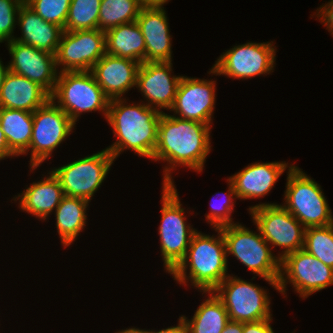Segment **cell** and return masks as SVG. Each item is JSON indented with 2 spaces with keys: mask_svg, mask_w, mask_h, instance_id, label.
Returning <instances> with one entry per match:
<instances>
[{
  "mask_svg": "<svg viewBox=\"0 0 333 333\" xmlns=\"http://www.w3.org/2000/svg\"><path fill=\"white\" fill-rule=\"evenodd\" d=\"M303 249L333 268V224L306 228Z\"/></svg>",
  "mask_w": 333,
  "mask_h": 333,
  "instance_id": "cell-30",
  "label": "cell"
},
{
  "mask_svg": "<svg viewBox=\"0 0 333 333\" xmlns=\"http://www.w3.org/2000/svg\"><path fill=\"white\" fill-rule=\"evenodd\" d=\"M220 229L226 242L227 261L229 254L236 257L254 276L257 274L278 291L281 260L272 253L259 229L257 233L239 223Z\"/></svg>",
  "mask_w": 333,
  "mask_h": 333,
  "instance_id": "cell-4",
  "label": "cell"
},
{
  "mask_svg": "<svg viewBox=\"0 0 333 333\" xmlns=\"http://www.w3.org/2000/svg\"><path fill=\"white\" fill-rule=\"evenodd\" d=\"M249 213L271 248L279 246L281 260L304 247L305 227L287 209L277 203H260L249 207Z\"/></svg>",
  "mask_w": 333,
  "mask_h": 333,
  "instance_id": "cell-8",
  "label": "cell"
},
{
  "mask_svg": "<svg viewBox=\"0 0 333 333\" xmlns=\"http://www.w3.org/2000/svg\"><path fill=\"white\" fill-rule=\"evenodd\" d=\"M115 333H148V330L146 329H139L136 327H132V328H126V329H122L121 331L115 332Z\"/></svg>",
  "mask_w": 333,
  "mask_h": 333,
  "instance_id": "cell-41",
  "label": "cell"
},
{
  "mask_svg": "<svg viewBox=\"0 0 333 333\" xmlns=\"http://www.w3.org/2000/svg\"><path fill=\"white\" fill-rule=\"evenodd\" d=\"M215 84L214 80L182 76L170 112L173 111V116L177 118L212 126L210 123L215 109Z\"/></svg>",
  "mask_w": 333,
  "mask_h": 333,
  "instance_id": "cell-15",
  "label": "cell"
},
{
  "mask_svg": "<svg viewBox=\"0 0 333 333\" xmlns=\"http://www.w3.org/2000/svg\"><path fill=\"white\" fill-rule=\"evenodd\" d=\"M75 123L51 99L33 112V130L29 149L30 171L37 169L51 157L57 148L73 132Z\"/></svg>",
  "mask_w": 333,
  "mask_h": 333,
  "instance_id": "cell-10",
  "label": "cell"
},
{
  "mask_svg": "<svg viewBox=\"0 0 333 333\" xmlns=\"http://www.w3.org/2000/svg\"><path fill=\"white\" fill-rule=\"evenodd\" d=\"M272 320V318H269L257 322L243 323V333H274L270 324Z\"/></svg>",
  "mask_w": 333,
  "mask_h": 333,
  "instance_id": "cell-35",
  "label": "cell"
},
{
  "mask_svg": "<svg viewBox=\"0 0 333 333\" xmlns=\"http://www.w3.org/2000/svg\"><path fill=\"white\" fill-rule=\"evenodd\" d=\"M211 126L162 113L158 125L157 145L152 160L167 162L163 185H174L172 171L184 166L202 172L211 151Z\"/></svg>",
  "mask_w": 333,
  "mask_h": 333,
  "instance_id": "cell-1",
  "label": "cell"
},
{
  "mask_svg": "<svg viewBox=\"0 0 333 333\" xmlns=\"http://www.w3.org/2000/svg\"><path fill=\"white\" fill-rule=\"evenodd\" d=\"M285 162L251 163L236 174L228 177L234 186L237 199L249 200L267 195L278 178L294 164ZM288 168V169H287Z\"/></svg>",
  "mask_w": 333,
  "mask_h": 333,
  "instance_id": "cell-20",
  "label": "cell"
},
{
  "mask_svg": "<svg viewBox=\"0 0 333 333\" xmlns=\"http://www.w3.org/2000/svg\"><path fill=\"white\" fill-rule=\"evenodd\" d=\"M17 157L10 149L7 144L6 137L0 125V160H4L9 157Z\"/></svg>",
  "mask_w": 333,
  "mask_h": 333,
  "instance_id": "cell-36",
  "label": "cell"
},
{
  "mask_svg": "<svg viewBox=\"0 0 333 333\" xmlns=\"http://www.w3.org/2000/svg\"><path fill=\"white\" fill-rule=\"evenodd\" d=\"M172 62H143L140 64L136 88L146 99V105L159 112L173 106L182 76L171 75Z\"/></svg>",
  "mask_w": 333,
  "mask_h": 333,
  "instance_id": "cell-17",
  "label": "cell"
},
{
  "mask_svg": "<svg viewBox=\"0 0 333 333\" xmlns=\"http://www.w3.org/2000/svg\"><path fill=\"white\" fill-rule=\"evenodd\" d=\"M215 231L217 236L198 230L193 234L185 258L170 273L179 285H188L190 281L200 292H208L228 276L226 242L221 229Z\"/></svg>",
  "mask_w": 333,
  "mask_h": 333,
  "instance_id": "cell-3",
  "label": "cell"
},
{
  "mask_svg": "<svg viewBox=\"0 0 333 333\" xmlns=\"http://www.w3.org/2000/svg\"><path fill=\"white\" fill-rule=\"evenodd\" d=\"M50 99L75 124L80 115L86 112L101 111L107 118L110 99L97 84L91 71L59 72Z\"/></svg>",
  "mask_w": 333,
  "mask_h": 333,
  "instance_id": "cell-6",
  "label": "cell"
},
{
  "mask_svg": "<svg viewBox=\"0 0 333 333\" xmlns=\"http://www.w3.org/2000/svg\"><path fill=\"white\" fill-rule=\"evenodd\" d=\"M7 46L12 58L7 64L9 71L36 82L51 95L59 74L55 55L16 40Z\"/></svg>",
  "mask_w": 333,
  "mask_h": 333,
  "instance_id": "cell-16",
  "label": "cell"
},
{
  "mask_svg": "<svg viewBox=\"0 0 333 333\" xmlns=\"http://www.w3.org/2000/svg\"><path fill=\"white\" fill-rule=\"evenodd\" d=\"M114 160L108 150L103 149L61 167H54L51 171L58 178L64 195L91 202L95 192L101 187L109 173Z\"/></svg>",
  "mask_w": 333,
  "mask_h": 333,
  "instance_id": "cell-11",
  "label": "cell"
},
{
  "mask_svg": "<svg viewBox=\"0 0 333 333\" xmlns=\"http://www.w3.org/2000/svg\"><path fill=\"white\" fill-rule=\"evenodd\" d=\"M105 54V32L64 30L55 54L56 67L59 72L91 71Z\"/></svg>",
  "mask_w": 333,
  "mask_h": 333,
  "instance_id": "cell-14",
  "label": "cell"
},
{
  "mask_svg": "<svg viewBox=\"0 0 333 333\" xmlns=\"http://www.w3.org/2000/svg\"><path fill=\"white\" fill-rule=\"evenodd\" d=\"M41 181L33 182L23 192L14 196V201L19 200V208L32 214L38 219L45 220L53 213L64 196L58 178L50 170Z\"/></svg>",
  "mask_w": 333,
  "mask_h": 333,
  "instance_id": "cell-23",
  "label": "cell"
},
{
  "mask_svg": "<svg viewBox=\"0 0 333 333\" xmlns=\"http://www.w3.org/2000/svg\"><path fill=\"white\" fill-rule=\"evenodd\" d=\"M203 293H208V298L199 305L194 316L189 320L181 315L185 333H222L230 321L227 310L213 291Z\"/></svg>",
  "mask_w": 333,
  "mask_h": 333,
  "instance_id": "cell-26",
  "label": "cell"
},
{
  "mask_svg": "<svg viewBox=\"0 0 333 333\" xmlns=\"http://www.w3.org/2000/svg\"><path fill=\"white\" fill-rule=\"evenodd\" d=\"M271 42H247L223 52L209 73L233 79H251L273 72L276 46Z\"/></svg>",
  "mask_w": 333,
  "mask_h": 333,
  "instance_id": "cell-13",
  "label": "cell"
},
{
  "mask_svg": "<svg viewBox=\"0 0 333 333\" xmlns=\"http://www.w3.org/2000/svg\"><path fill=\"white\" fill-rule=\"evenodd\" d=\"M71 0H27L25 3L43 20L65 29Z\"/></svg>",
  "mask_w": 333,
  "mask_h": 333,
  "instance_id": "cell-31",
  "label": "cell"
},
{
  "mask_svg": "<svg viewBox=\"0 0 333 333\" xmlns=\"http://www.w3.org/2000/svg\"><path fill=\"white\" fill-rule=\"evenodd\" d=\"M143 7H163L169 0H137Z\"/></svg>",
  "mask_w": 333,
  "mask_h": 333,
  "instance_id": "cell-39",
  "label": "cell"
},
{
  "mask_svg": "<svg viewBox=\"0 0 333 333\" xmlns=\"http://www.w3.org/2000/svg\"><path fill=\"white\" fill-rule=\"evenodd\" d=\"M21 0H0V43L14 40Z\"/></svg>",
  "mask_w": 333,
  "mask_h": 333,
  "instance_id": "cell-33",
  "label": "cell"
},
{
  "mask_svg": "<svg viewBox=\"0 0 333 333\" xmlns=\"http://www.w3.org/2000/svg\"><path fill=\"white\" fill-rule=\"evenodd\" d=\"M0 125L9 149L16 155H23L31 142L33 112L0 108Z\"/></svg>",
  "mask_w": 333,
  "mask_h": 333,
  "instance_id": "cell-27",
  "label": "cell"
},
{
  "mask_svg": "<svg viewBox=\"0 0 333 333\" xmlns=\"http://www.w3.org/2000/svg\"><path fill=\"white\" fill-rule=\"evenodd\" d=\"M287 175L282 206L305 228L333 224V215L321 186L295 165Z\"/></svg>",
  "mask_w": 333,
  "mask_h": 333,
  "instance_id": "cell-7",
  "label": "cell"
},
{
  "mask_svg": "<svg viewBox=\"0 0 333 333\" xmlns=\"http://www.w3.org/2000/svg\"><path fill=\"white\" fill-rule=\"evenodd\" d=\"M161 114L162 112L148 107L145 103L128 105L126 97L111 99L106 121L112 127L117 140L106 147L108 152L116 159L121 152L130 149L138 156L152 160Z\"/></svg>",
  "mask_w": 333,
  "mask_h": 333,
  "instance_id": "cell-2",
  "label": "cell"
},
{
  "mask_svg": "<svg viewBox=\"0 0 333 333\" xmlns=\"http://www.w3.org/2000/svg\"><path fill=\"white\" fill-rule=\"evenodd\" d=\"M89 201L64 195L55 210L56 228L63 247L70 246L86 226Z\"/></svg>",
  "mask_w": 333,
  "mask_h": 333,
  "instance_id": "cell-25",
  "label": "cell"
},
{
  "mask_svg": "<svg viewBox=\"0 0 333 333\" xmlns=\"http://www.w3.org/2000/svg\"><path fill=\"white\" fill-rule=\"evenodd\" d=\"M222 333H243V323L230 320Z\"/></svg>",
  "mask_w": 333,
  "mask_h": 333,
  "instance_id": "cell-38",
  "label": "cell"
},
{
  "mask_svg": "<svg viewBox=\"0 0 333 333\" xmlns=\"http://www.w3.org/2000/svg\"><path fill=\"white\" fill-rule=\"evenodd\" d=\"M227 182L229 185L227 192L217 193L218 195H225H223L225 198L223 199L224 202H219V206L217 205L218 201H215V203L210 202L211 210H209L210 212L208 214H205L207 222H209L213 229L235 224L231 217L234 211V199L237 198V196L232 182L229 179H227Z\"/></svg>",
  "mask_w": 333,
  "mask_h": 333,
  "instance_id": "cell-32",
  "label": "cell"
},
{
  "mask_svg": "<svg viewBox=\"0 0 333 333\" xmlns=\"http://www.w3.org/2000/svg\"><path fill=\"white\" fill-rule=\"evenodd\" d=\"M142 7L137 0H101L99 30L106 32L118 25L136 21Z\"/></svg>",
  "mask_w": 333,
  "mask_h": 333,
  "instance_id": "cell-28",
  "label": "cell"
},
{
  "mask_svg": "<svg viewBox=\"0 0 333 333\" xmlns=\"http://www.w3.org/2000/svg\"><path fill=\"white\" fill-rule=\"evenodd\" d=\"M293 285L302 299L333 285V268L325 265L306 250L299 249L280 261L278 291L285 295L286 285Z\"/></svg>",
  "mask_w": 333,
  "mask_h": 333,
  "instance_id": "cell-12",
  "label": "cell"
},
{
  "mask_svg": "<svg viewBox=\"0 0 333 333\" xmlns=\"http://www.w3.org/2000/svg\"><path fill=\"white\" fill-rule=\"evenodd\" d=\"M50 100V94L32 80L8 71L1 92L0 108L34 112Z\"/></svg>",
  "mask_w": 333,
  "mask_h": 333,
  "instance_id": "cell-21",
  "label": "cell"
},
{
  "mask_svg": "<svg viewBox=\"0 0 333 333\" xmlns=\"http://www.w3.org/2000/svg\"><path fill=\"white\" fill-rule=\"evenodd\" d=\"M9 71L8 65L3 64L0 59V92L6 73Z\"/></svg>",
  "mask_w": 333,
  "mask_h": 333,
  "instance_id": "cell-40",
  "label": "cell"
},
{
  "mask_svg": "<svg viewBox=\"0 0 333 333\" xmlns=\"http://www.w3.org/2000/svg\"><path fill=\"white\" fill-rule=\"evenodd\" d=\"M146 44V62H172V37L164 7H142L136 19Z\"/></svg>",
  "mask_w": 333,
  "mask_h": 333,
  "instance_id": "cell-19",
  "label": "cell"
},
{
  "mask_svg": "<svg viewBox=\"0 0 333 333\" xmlns=\"http://www.w3.org/2000/svg\"><path fill=\"white\" fill-rule=\"evenodd\" d=\"M17 25L20 26L21 37L14 40L56 54L64 31L62 27L43 20L26 3L20 6Z\"/></svg>",
  "mask_w": 333,
  "mask_h": 333,
  "instance_id": "cell-22",
  "label": "cell"
},
{
  "mask_svg": "<svg viewBox=\"0 0 333 333\" xmlns=\"http://www.w3.org/2000/svg\"><path fill=\"white\" fill-rule=\"evenodd\" d=\"M101 0H71L65 31L99 29Z\"/></svg>",
  "mask_w": 333,
  "mask_h": 333,
  "instance_id": "cell-29",
  "label": "cell"
},
{
  "mask_svg": "<svg viewBox=\"0 0 333 333\" xmlns=\"http://www.w3.org/2000/svg\"><path fill=\"white\" fill-rule=\"evenodd\" d=\"M316 11L315 16L320 19V22L326 26V29L333 36V0L320 6Z\"/></svg>",
  "mask_w": 333,
  "mask_h": 333,
  "instance_id": "cell-34",
  "label": "cell"
},
{
  "mask_svg": "<svg viewBox=\"0 0 333 333\" xmlns=\"http://www.w3.org/2000/svg\"><path fill=\"white\" fill-rule=\"evenodd\" d=\"M148 333H185V324L183 318L180 316L177 326H171L165 329H161L159 331L148 330Z\"/></svg>",
  "mask_w": 333,
  "mask_h": 333,
  "instance_id": "cell-37",
  "label": "cell"
},
{
  "mask_svg": "<svg viewBox=\"0 0 333 333\" xmlns=\"http://www.w3.org/2000/svg\"><path fill=\"white\" fill-rule=\"evenodd\" d=\"M225 306L229 319L241 323L273 318L264 287L230 274L213 290Z\"/></svg>",
  "mask_w": 333,
  "mask_h": 333,
  "instance_id": "cell-9",
  "label": "cell"
},
{
  "mask_svg": "<svg viewBox=\"0 0 333 333\" xmlns=\"http://www.w3.org/2000/svg\"><path fill=\"white\" fill-rule=\"evenodd\" d=\"M174 185H163L161 221L158 228L161 256L166 272L171 273L185 258L193 234L197 231L185 222L186 215Z\"/></svg>",
  "mask_w": 333,
  "mask_h": 333,
  "instance_id": "cell-5",
  "label": "cell"
},
{
  "mask_svg": "<svg viewBox=\"0 0 333 333\" xmlns=\"http://www.w3.org/2000/svg\"><path fill=\"white\" fill-rule=\"evenodd\" d=\"M140 63L129 58L105 54L91 69L97 84L111 100L122 98L136 87Z\"/></svg>",
  "mask_w": 333,
  "mask_h": 333,
  "instance_id": "cell-18",
  "label": "cell"
},
{
  "mask_svg": "<svg viewBox=\"0 0 333 333\" xmlns=\"http://www.w3.org/2000/svg\"><path fill=\"white\" fill-rule=\"evenodd\" d=\"M106 53L146 62V44L136 21L121 24L105 32Z\"/></svg>",
  "mask_w": 333,
  "mask_h": 333,
  "instance_id": "cell-24",
  "label": "cell"
}]
</instances>
